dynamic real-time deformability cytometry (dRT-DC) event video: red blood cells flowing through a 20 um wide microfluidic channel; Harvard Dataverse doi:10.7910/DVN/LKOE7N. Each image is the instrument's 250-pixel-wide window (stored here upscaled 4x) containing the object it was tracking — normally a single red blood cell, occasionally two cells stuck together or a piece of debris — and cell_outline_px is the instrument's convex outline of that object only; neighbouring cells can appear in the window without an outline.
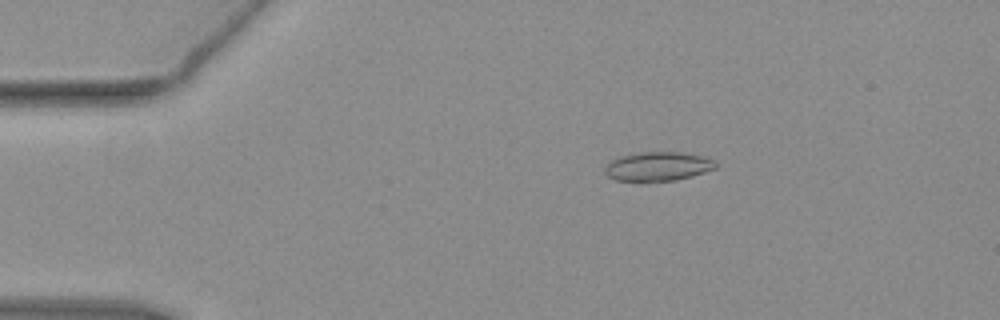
{"species": "common noctule bat (a hibernating species)", "species_latin": "Nyctalus noctula", "temperature_condition": "warm", "stored_images_in_passage": 47, "camera_frame_rate_fps": 3000, "um_per_image_px": 0.085, "animal": {"sex": "female", "body_mass_g": 19.3, "forearm_length_mm": 54.1}, "frame": {"image": 1, "passage_image": 3, "time_ms": 0.667, "image_size_px": [1000, 320], "cell_outline_px": [[720, 164], [716, 168], [692, 176], [676, 180], [616, 180], [608, 176], [604, 172], [604, 168], [612, 160], [620, 156], [636, 152], [684, 152], [704, 156], [716, 160]], "centroid_in_image_um": [55.98, 14.12], "position_along_channel_um": 29.0, "area_um2": 18.79}}
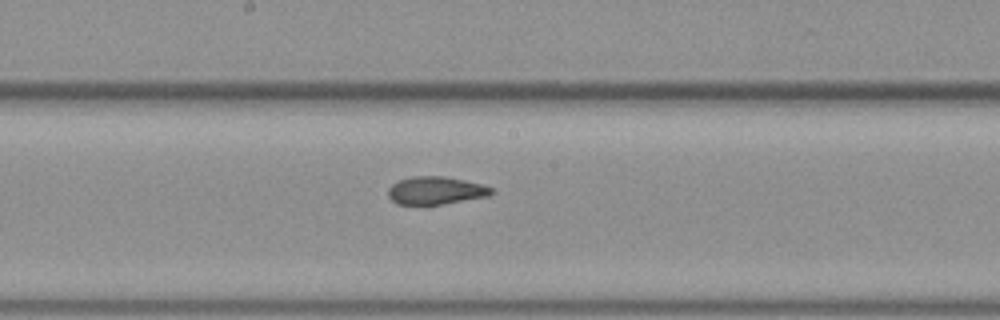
{"frame": {"image": 2, "passage_image": 22, "time_ms": 7.0, "image_size_px": [1000, 320], "cell_outline_px": [[496, 192], [488, 196], [440, 204], [396, 204], [388, 196], [388, 188], [392, 184], [400, 180], [412, 176], [444, 176], [464, 180], [480, 184], [492, 188]], "centroid_in_image_um": [37.02, 16.18], "position_along_channel_um": 211.2, "area_um2": 16.59}}
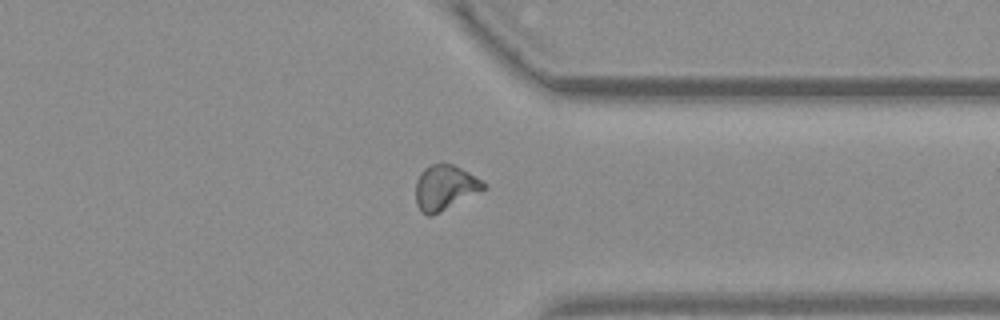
{"frame": {"image": 3, "passage_image": 35, "time_ms": 11.333, "image_size_px": [1000, 320], "cell_outline_px": [[488, 188], [432, 216], [428, 216], [420, 212], [416, 204], [416, 180], [420, 172], [424, 168], [432, 164], [452, 164], [468, 172], [488, 184]], "centroid_in_image_um": [37.82, 15.96], "position_along_channel_um": 373.6, "area_um2": 17.92}, "authors_computed_cell_mechanics": {"area_um2": 17.5712, "velocity_mm_per_s": 3.8171, "shape_relaxation_time_tau1_ms": null, "shape_relaxation_time_tau2_ms": 1.4137, "deformation_change_tau1": null, "deformation_change_tau2": 0.0573}}